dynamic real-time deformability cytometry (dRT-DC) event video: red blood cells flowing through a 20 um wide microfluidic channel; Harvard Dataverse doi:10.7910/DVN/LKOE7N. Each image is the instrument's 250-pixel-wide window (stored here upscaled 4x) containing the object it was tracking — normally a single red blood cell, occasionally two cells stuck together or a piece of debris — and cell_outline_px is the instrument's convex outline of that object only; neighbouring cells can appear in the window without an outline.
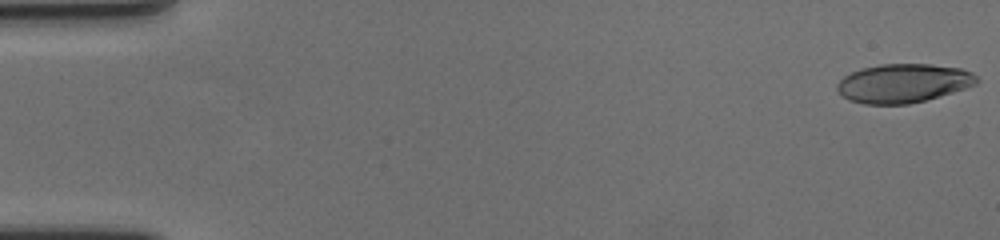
{"species": "human", "species_latin": "Homo sapiens", "temperature_condition": "cold", "stored_images_in_passage": 59, "camera_frame_rate_fps": 3000, "um_per_image_px": 0.085, "donor": {"sex": "female"}, "frame": {"image": 1, "passage_image": 1, "time_ms": 0.0, "image_size_px": [1000, 240], "cell_outline_px": [[980, 80], [976, 84], [952, 92], [924, 100], [908, 104], [864, 104], [848, 100], [840, 96], [836, 92], [836, 84], [844, 76], [860, 68], [880, 64], [928, 64], [960, 68], [972, 72]], "centroid_in_image_um": [76.72, 7.07], "position_along_channel_um": 8.3, "area_um2": 31.67}}
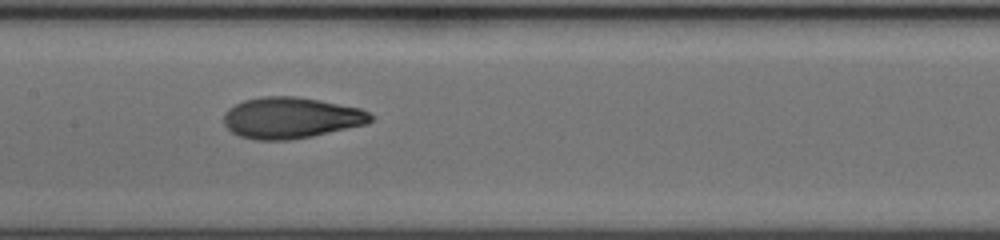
{"frame": {"image": 2, "passage_image": 30, "time_ms": 9.667, "image_size_px": [1000, 240], "cell_outline_px": [[372, 120], [368, 124], [312, 136], [288, 140], [256, 140], [240, 136], [232, 132], [224, 124], [224, 112], [228, 108], [244, 100], [264, 96], [296, 96], [320, 100], [360, 108], [368, 112], [372, 116]], "centroid_in_image_um": [24.73, 10.01], "position_along_channel_um": 182.7, "area_um2": 35.26}}
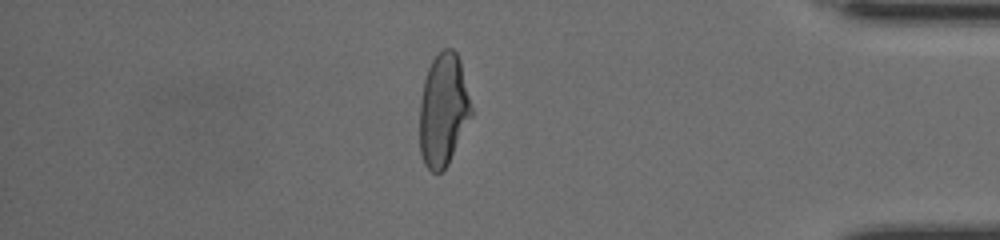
{"frame": {"image": 3, "passage_image": 51, "time_ms": 16.667, "image_size_px": [1000, 240], "cell_outline_px": [[472, 116], [448, 164], [440, 172], [432, 172], [424, 164], [420, 152], [420, 100], [424, 80], [428, 68], [432, 60], [444, 48], [452, 48], [456, 52], [460, 60], [472, 108]], "centroid_in_image_um": [37.68, 9.35], "position_along_channel_um": 397.5, "area_um2": 33.81}, "authors_computed_cell_mechanics": {"area_um2": 34.0442, "velocity_mm_per_s": 3.5487, "shape_relaxation_time_tau1_ms": 7.8499, "shape_relaxation_time_tau2_ms": 1.6342, "deformation_change_tau1": 0.2587, "deformation_change_tau2": 0.0762}}